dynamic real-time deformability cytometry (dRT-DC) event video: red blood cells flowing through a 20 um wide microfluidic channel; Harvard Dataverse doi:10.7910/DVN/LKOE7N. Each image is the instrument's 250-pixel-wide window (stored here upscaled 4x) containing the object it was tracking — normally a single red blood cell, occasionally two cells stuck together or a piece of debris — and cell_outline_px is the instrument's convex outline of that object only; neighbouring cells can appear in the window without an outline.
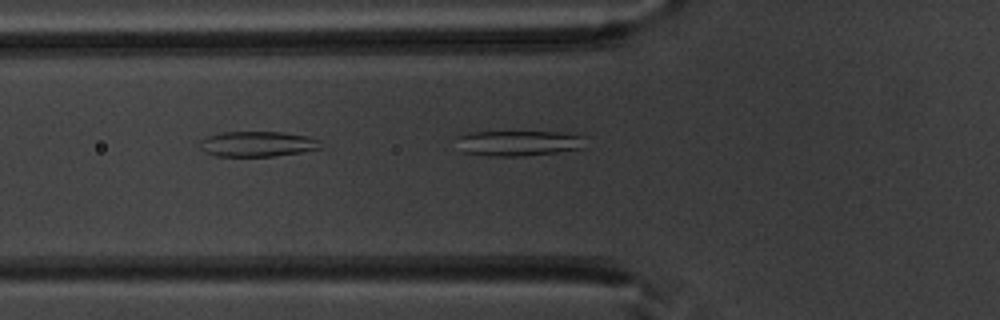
{"species": "common noctule bat (a hibernating species)", "species_latin": "Nyctalus noctula", "temperature_condition": "warm", "stored_images_in_passage": 8, "camera_frame_rate_fps": 3000, "um_per_image_px": 0.085, "animal": {"sex": "male", "body_mass_g": 20.1, "forearm_length_mm": 53.5}, "frame": {"image": 1, "passage_image": 8, "time_ms": 2.333, "image_size_px": [1000, 320], "cell_outline_px": [[588, 136], [584, 148], [556, 152], [524, 156], [488, 156], [464, 152], [456, 136], [468, 132], [556, 132]], "centroid_in_image_um": [44.14, 12.16], "position_along_channel_um": 81.7, "area_um2": 19.13}}